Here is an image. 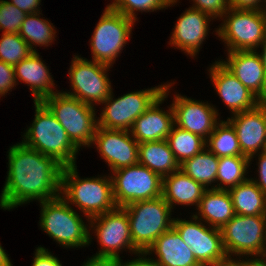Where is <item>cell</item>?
Listing matches in <instances>:
<instances>
[{
	"instance_id": "cell-23",
	"label": "cell",
	"mask_w": 266,
	"mask_h": 266,
	"mask_svg": "<svg viewBox=\"0 0 266 266\" xmlns=\"http://www.w3.org/2000/svg\"><path fill=\"white\" fill-rule=\"evenodd\" d=\"M14 70L15 79L30 86L34 102H41L44 98L57 92L52 88L55 87V84L51 73L37 51L16 64Z\"/></svg>"
},
{
	"instance_id": "cell-7",
	"label": "cell",
	"mask_w": 266,
	"mask_h": 266,
	"mask_svg": "<svg viewBox=\"0 0 266 266\" xmlns=\"http://www.w3.org/2000/svg\"><path fill=\"white\" fill-rule=\"evenodd\" d=\"M228 14V16H227ZM223 24L216 30L228 52L256 50L266 37V10L229 8Z\"/></svg>"
},
{
	"instance_id": "cell-11",
	"label": "cell",
	"mask_w": 266,
	"mask_h": 266,
	"mask_svg": "<svg viewBox=\"0 0 266 266\" xmlns=\"http://www.w3.org/2000/svg\"><path fill=\"white\" fill-rule=\"evenodd\" d=\"M192 217L190 221L174 218L173 228L179 233L183 242L191 248L197 262L201 266H220L228 262L221 230L216 227L208 228L194 215Z\"/></svg>"
},
{
	"instance_id": "cell-28",
	"label": "cell",
	"mask_w": 266,
	"mask_h": 266,
	"mask_svg": "<svg viewBox=\"0 0 266 266\" xmlns=\"http://www.w3.org/2000/svg\"><path fill=\"white\" fill-rule=\"evenodd\" d=\"M218 165L219 158L204 148L200 153L181 163L180 170L209 189L208 186L216 182Z\"/></svg>"
},
{
	"instance_id": "cell-26",
	"label": "cell",
	"mask_w": 266,
	"mask_h": 266,
	"mask_svg": "<svg viewBox=\"0 0 266 266\" xmlns=\"http://www.w3.org/2000/svg\"><path fill=\"white\" fill-rule=\"evenodd\" d=\"M138 164L146 166L162 178L180 169L166 139L140 143Z\"/></svg>"
},
{
	"instance_id": "cell-5",
	"label": "cell",
	"mask_w": 266,
	"mask_h": 266,
	"mask_svg": "<svg viewBox=\"0 0 266 266\" xmlns=\"http://www.w3.org/2000/svg\"><path fill=\"white\" fill-rule=\"evenodd\" d=\"M40 205L39 225L54 241L66 248H80L91 243L88 225L62 195L41 202Z\"/></svg>"
},
{
	"instance_id": "cell-14",
	"label": "cell",
	"mask_w": 266,
	"mask_h": 266,
	"mask_svg": "<svg viewBox=\"0 0 266 266\" xmlns=\"http://www.w3.org/2000/svg\"><path fill=\"white\" fill-rule=\"evenodd\" d=\"M266 215H234L220 230L222 243L229 260L231 255L259 257L263 247Z\"/></svg>"
},
{
	"instance_id": "cell-13",
	"label": "cell",
	"mask_w": 266,
	"mask_h": 266,
	"mask_svg": "<svg viewBox=\"0 0 266 266\" xmlns=\"http://www.w3.org/2000/svg\"><path fill=\"white\" fill-rule=\"evenodd\" d=\"M89 221V228L95 229L97 240L102 247L92 258L121 260L119 252L126 248L140 256V252L133 245L129 218L123 207H116Z\"/></svg>"
},
{
	"instance_id": "cell-35",
	"label": "cell",
	"mask_w": 266,
	"mask_h": 266,
	"mask_svg": "<svg viewBox=\"0 0 266 266\" xmlns=\"http://www.w3.org/2000/svg\"><path fill=\"white\" fill-rule=\"evenodd\" d=\"M26 15L10 1L0 0V30H4L3 33H19Z\"/></svg>"
},
{
	"instance_id": "cell-29",
	"label": "cell",
	"mask_w": 266,
	"mask_h": 266,
	"mask_svg": "<svg viewBox=\"0 0 266 266\" xmlns=\"http://www.w3.org/2000/svg\"><path fill=\"white\" fill-rule=\"evenodd\" d=\"M214 131L206 140V149L218 158L226 156H244L238 141L237 133L232 124L227 121H219Z\"/></svg>"
},
{
	"instance_id": "cell-49",
	"label": "cell",
	"mask_w": 266,
	"mask_h": 266,
	"mask_svg": "<svg viewBox=\"0 0 266 266\" xmlns=\"http://www.w3.org/2000/svg\"><path fill=\"white\" fill-rule=\"evenodd\" d=\"M169 5H173L174 3H177V0H165Z\"/></svg>"
},
{
	"instance_id": "cell-30",
	"label": "cell",
	"mask_w": 266,
	"mask_h": 266,
	"mask_svg": "<svg viewBox=\"0 0 266 266\" xmlns=\"http://www.w3.org/2000/svg\"><path fill=\"white\" fill-rule=\"evenodd\" d=\"M249 163L250 159L247 156H226L219 158L216 182H220L213 187L211 186V189L229 190L247 181L249 178L245 177V173Z\"/></svg>"
},
{
	"instance_id": "cell-1",
	"label": "cell",
	"mask_w": 266,
	"mask_h": 266,
	"mask_svg": "<svg viewBox=\"0 0 266 266\" xmlns=\"http://www.w3.org/2000/svg\"><path fill=\"white\" fill-rule=\"evenodd\" d=\"M8 175L0 207L13 209L32 200L40 203L60 195L63 166L22 142L8 150Z\"/></svg>"
},
{
	"instance_id": "cell-32",
	"label": "cell",
	"mask_w": 266,
	"mask_h": 266,
	"mask_svg": "<svg viewBox=\"0 0 266 266\" xmlns=\"http://www.w3.org/2000/svg\"><path fill=\"white\" fill-rule=\"evenodd\" d=\"M166 140L179 165L206 148V141L202 137L176 125H173Z\"/></svg>"
},
{
	"instance_id": "cell-3",
	"label": "cell",
	"mask_w": 266,
	"mask_h": 266,
	"mask_svg": "<svg viewBox=\"0 0 266 266\" xmlns=\"http://www.w3.org/2000/svg\"><path fill=\"white\" fill-rule=\"evenodd\" d=\"M60 193L68 203L75 204L88 220L117 207L111 176L81 179L76 164L63 167Z\"/></svg>"
},
{
	"instance_id": "cell-40",
	"label": "cell",
	"mask_w": 266,
	"mask_h": 266,
	"mask_svg": "<svg viewBox=\"0 0 266 266\" xmlns=\"http://www.w3.org/2000/svg\"><path fill=\"white\" fill-rule=\"evenodd\" d=\"M258 175L259 179L254 180L251 179L266 195V151L265 152H259L258 156Z\"/></svg>"
},
{
	"instance_id": "cell-33",
	"label": "cell",
	"mask_w": 266,
	"mask_h": 266,
	"mask_svg": "<svg viewBox=\"0 0 266 266\" xmlns=\"http://www.w3.org/2000/svg\"><path fill=\"white\" fill-rule=\"evenodd\" d=\"M33 51L18 33H2L0 39V60L15 66Z\"/></svg>"
},
{
	"instance_id": "cell-47",
	"label": "cell",
	"mask_w": 266,
	"mask_h": 266,
	"mask_svg": "<svg viewBox=\"0 0 266 266\" xmlns=\"http://www.w3.org/2000/svg\"><path fill=\"white\" fill-rule=\"evenodd\" d=\"M249 259V266H266V261L259 258Z\"/></svg>"
},
{
	"instance_id": "cell-12",
	"label": "cell",
	"mask_w": 266,
	"mask_h": 266,
	"mask_svg": "<svg viewBox=\"0 0 266 266\" xmlns=\"http://www.w3.org/2000/svg\"><path fill=\"white\" fill-rule=\"evenodd\" d=\"M110 67L75 55L69 69L73 92L63 91V93L91 106H94V103H103L112 91L110 79L106 74Z\"/></svg>"
},
{
	"instance_id": "cell-15",
	"label": "cell",
	"mask_w": 266,
	"mask_h": 266,
	"mask_svg": "<svg viewBox=\"0 0 266 266\" xmlns=\"http://www.w3.org/2000/svg\"><path fill=\"white\" fill-rule=\"evenodd\" d=\"M92 144L97 145L111 172L138 164L139 143L128 130L97 127Z\"/></svg>"
},
{
	"instance_id": "cell-4",
	"label": "cell",
	"mask_w": 266,
	"mask_h": 266,
	"mask_svg": "<svg viewBox=\"0 0 266 266\" xmlns=\"http://www.w3.org/2000/svg\"><path fill=\"white\" fill-rule=\"evenodd\" d=\"M123 208L129 218L133 245L140 253H146L159 236L173 227L172 208L162 196Z\"/></svg>"
},
{
	"instance_id": "cell-41",
	"label": "cell",
	"mask_w": 266,
	"mask_h": 266,
	"mask_svg": "<svg viewBox=\"0 0 266 266\" xmlns=\"http://www.w3.org/2000/svg\"><path fill=\"white\" fill-rule=\"evenodd\" d=\"M41 0H11L10 3L15 5L18 9L23 11L25 14L38 13L39 4Z\"/></svg>"
},
{
	"instance_id": "cell-25",
	"label": "cell",
	"mask_w": 266,
	"mask_h": 266,
	"mask_svg": "<svg viewBox=\"0 0 266 266\" xmlns=\"http://www.w3.org/2000/svg\"><path fill=\"white\" fill-rule=\"evenodd\" d=\"M196 218L211 227L221 229L235 215L232 198L228 190L207 189L198 205Z\"/></svg>"
},
{
	"instance_id": "cell-46",
	"label": "cell",
	"mask_w": 266,
	"mask_h": 266,
	"mask_svg": "<svg viewBox=\"0 0 266 266\" xmlns=\"http://www.w3.org/2000/svg\"><path fill=\"white\" fill-rule=\"evenodd\" d=\"M261 48H263V49H262V52L260 53V56H261L264 70H265V74H266V37H265V40L263 41V43L261 44Z\"/></svg>"
},
{
	"instance_id": "cell-19",
	"label": "cell",
	"mask_w": 266,
	"mask_h": 266,
	"mask_svg": "<svg viewBox=\"0 0 266 266\" xmlns=\"http://www.w3.org/2000/svg\"><path fill=\"white\" fill-rule=\"evenodd\" d=\"M220 62L262 102H266V74L259 52H228L227 61Z\"/></svg>"
},
{
	"instance_id": "cell-10",
	"label": "cell",
	"mask_w": 266,
	"mask_h": 266,
	"mask_svg": "<svg viewBox=\"0 0 266 266\" xmlns=\"http://www.w3.org/2000/svg\"><path fill=\"white\" fill-rule=\"evenodd\" d=\"M165 85L146 90L130 92L113 99V92L102 103L103 108L98 117V127L105 129L130 130L134 121L163 95Z\"/></svg>"
},
{
	"instance_id": "cell-36",
	"label": "cell",
	"mask_w": 266,
	"mask_h": 266,
	"mask_svg": "<svg viewBox=\"0 0 266 266\" xmlns=\"http://www.w3.org/2000/svg\"><path fill=\"white\" fill-rule=\"evenodd\" d=\"M193 2L191 8L200 10L213 19L217 17L224 18L223 16L230 8L229 0H193Z\"/></svg>"
},
{
	"instance_id": "cell-20",
	"label": "cell",
	"mask_w": 266,
	"mask_h": 266,
	"mask_svg": "<svg viewBox=\"0 0 266 266\" xmlns=\"http://www.w3.org/2000/svg\"><path fill=\"white\" fill-rule=\"evenodd\" d=\"M174 83L165 84L163 95L158 98L142 115L133 123L129 130L132 137L140 144L165 140L174 125L172 105L167 112L159 108L160 104L168 97V89Z\"/></svg>"
},
{
	"instance_id": "cell-8",
	"label": "cell",
	"mask_w": 266,
	"mask_h": 266,
	"mask_svg": "<svg viewBox=\"0 0 266 266\" xmlns=\"http://www.w3.org/2000/svg\"><path fill=\"white\" fill-rule=\"evenodd\" d=\"M113 173V198L117 207L162 196L163 178L146 166L136 164Z\"/></svg>"
},
{
	"instance_id": "cell-31",
	"label": "cell",
	"mask_w": 266,
	"mask_h": 266,
	"mask_svg": "<svg viewBox=\"0 0 266 266\" xmlns=\"http://www.w3.org/2000/svg\"><path fill=\"white\" fill-rule=\"evenodd\" d=\"M40 14V12L27 14L18 33L33 52H36L34 45L49 46L56 38L53 24L40 18Z\"/></svg>"
},
{
	"instance_id": "cell-27",
	"label": "cell",
	"mask_w": 266,
	"mask_h": 266,
	"mask_svg": "<svg viewBox=\"0 0 266 266\" xmlns=\"http://www.w3.org/2000/svg\"><path fill=\"white\" fill-rule=\"evenodd\" d=\"M236 215H266V195L250 179L228 190Z\"/></svg>"
},
{
	"instance_id": "cell-42",
	"label": "cell",
	"mask_w": 266,
	"mask_h": 266,
	"mask_svg": "<svg viewBox=\"0 0 266 266\" xmlns=\"http://www.w3.org/2000/svg\"><path fill=\"white\" fill-rule=\"evenodd\" d=\"M139 255H141L140 257H138L137 259L131 260V261H127L125 263L121 262L122 260H118V265L119 266H158L153 260L152 258L149 259L146 256V253H140Z\"/></svg>"
},
{
	"instance_id": "cell-45",
	"label": "cell",
	"mask_w": 266,
	"mask_h": 266,
	"mask_svg": "<svg viewBox=\"0 0 266 266\" xmlns=\"http://www.w3.org/2000/svg\"><path fill=\"white\" fill-rule=\"evenodd\" d=\"M220 266H249V259L246 260H229L228 262L221 264Z\"/></svg>"
},
{
	"instance_id": "cell-39",
	"label": "cell",
	"mask_w": 266,
	"mask_h": 266,
	"mask_svg": "<svg viewBox=\"0 0 266 266\" xmlns=\"http://www.w3.org/2000/svg\"><path fill=\"white\" fill-rule=\"evenodd\" d=\"M266 4V0H263ZM262 0H229L230 8L237 10H266L262 8ZM264 6L266 7V5Z\"/></svg>"
},
{
	"instance_id": "cell-34",
	"label": "cell",
	"mask_w": 266,
	"mask_h": 266,
	"mask_svg": "<svg viewBox=\"0 0 266 266\" xmlns=\"http://www.w3.org/2000/svg\"><path fill=\"white\" fill-rule=\"evenodd\" d=\"M109 6L136 22L135 11H156L170 6L165 0H114Z\"/></svg>"
},
{
	"instance_id": "cell-6",
	"label": "cell",
	"mask_w": 266,
	"mask_h": 266,
	"mask_svg": "<svg viewBox=\"0 0 266 266\" xmlns=\"http://www.w3.org/2000/svg\"><path fill=\"white\" fill-rule=\"evenodd\" d=\"M59 121L70 140L80 149L90 146L98 127L95 107L63 92H57L41 101Z\"/></svg>"
},
{
	"instance_id": "cell-9",
	"label": "cell",
	"mask_w": 266,
	"mask_h": 266,
	"mask_svg": "<svg viewBox=\"0 0 266 266\" xmlns=\"http://www.w3.org/2000/svg\"><path fill=\"white\" fill-rule=\"evenodd\" d=\"M134 23L107 5L90 41L93 60L111 66L127 44Z\"/></svg>"
},
{
	"instance_id": "cell-17",
	"label": "cell",
	"mask_w": 266,
	"mask_h": 266,
	"mask_svg": "<svg viewBox=\"0 0 266 266\" xmlns=\"http://www.w3.org/2000/svg\"><path fill=\"white\" fill-rule=\"evenodd\" d=\"M227 120L236 130L242 154L250 161L260 149V152L266 151V102L234 114Z\"/></svg>"
},
{
	"instance_id": "cell-43",
	"label": "cell",
	"mask_w": 266,
	"mask_h": 266,
	"mask_svg": "<svg viewBox=\"0 0 266 266\" xmlns=\"http://www.w3.org/2000/svg\"><path fill=\"white\" fill-rule=\"evenodd\" d=\"M82 266H119L118 260L89 258Z\"/></svg>"
},
{
	"instance_id": "cell-38",
	"label": "cell",
	"mask_w": 266,
	"mask_h": 266,
	"mask_svg": "<svg viewBox=\"0 0 266 266\" xmlns=\"http://www.w3.org/2000/svg\"><path fill=\"white\" fill-rule=\"evenodd\" d=\"M31 266H62V264L57 257L48 252V249L37 247Z\"/></svg>"
},
{
	"instance_id": "cell-48",
	"label": "cell",
	"mask_w": 266,
	"mask_h": 266,
	"mask_svg": "<svg viewBox=\"0 0 266 266\" xmlns=\"http://www.w3.org/2000/svg\"><path fill=\"white\" fill-rule=\"evenodd\" d=\"M259 257H261L259 259L266 261V226H265V233H264V238H263V247H262L261 254Z\"/></svg>"
},
{
	"instance_id": "cell-21",
	"label": "cell",
	"mask_w": 266,
	"mask_h": 266,
	"mask_svg": "<svg viewBox=\"0 0 266 266\" xmlns=\"http://www.w3.org/2000/svg\"><path fill=\"white\" fill-rule=\"evenodd\" d=\"M210 18L213 19L206 13L190 7L177 20L169 43L194 57L208 34Z\"/></svg>"
},
{
	"instance_id": "cell-44",
	"label": "cell",
	"mask_w": 266,
	"mask_h": 266,
	"mask_svg": "<svg viewBox=\"0 0 266 266\" xmlns=\"http://www.w3.org/2000/svg\"><path fill=\"white\" fill-rule=\"evenodd\" d=\"M8 254H6L5 250L2 248L0 244V266H12Z\"/></svg>"
},
{
	"instance_id": "cell-24",
	"label": "cell",
	"mask_w": 266,
	"mask_h": 266,
	"mask_svg": "<svg viewBox=\"0 0 266 266\" xmlns=\"http://www.w3.org/2000/svg\"><path fill=\"white\" fill-rule=\"evenodd\" d=\"M207 190L199 182L186 175L182 170L163 177L162 197L173 209V204L196 205L198 207Z\"/></svg>"
},
{
	"instance_id": "cell-2",
	"label": "cell",
	"mask_w": 266,
	"mask_h": 266,
	"mask_svg": "<svg viewBox=\"0 0 266 266\" xmlns=\"http://www.w3.org/2000/svg\"><path fill=\"white\" fill-rule=\"evenodd\" d=\"M35 118L24 134L27 147L54 158L63 167L75 165L79 148L42 102H34Z\"/></svg>"
},
{
	"instance_id": "cell-18",
	"label": "cell",
	"mask_w": 266,
	"mask_h": 266,
	"mask_svg": "<svg viewBox=\"0 0 266 266\" xmlns=\"http://www.w3.org/2000/svg\"><path fill=\"white\" fill-rule=\"evenodd\" d=\"M210 71L217 94L234 114L256 108L262 101L246 88L220 61Z\"/></svg>"
},
{
	"instance_id": "cell-16",
	"label": "cell",
	"mask_w": 266,
	"mask_h": 266,
	"mask_svg": "<svg viewBox=\"0 0 266 266\" xmlns=\"http://www.w3.org/2000/svg\"><path fill=\"white\" fill-rule=\"evenodd\" d=\"M171 105L174 125L202 137L205 141L218 123V110L208 102L204 103L176 94Z\"/></svg>"
},
{
	"instance_id": "cell-22",
	"label": "cell",
	"mask_w": 266,
	"mask_h": 266,
	"mask_svg": "<svg viewBox=\"0 0 266 266\" xmlns=\"http://www.w3.org/2000/svg\"><path fill=\"white\" fill-rule=\"evenodd\" d=\"M155 253L158 259H152L158 266H201L179 233L172 227L159 236L146 251V255Z\"/></svg>"
},
{
	"instance_id": "cell-37",
	"label": "cell",
	"mask_w": 266,
	"mask_h": 266,
	"mask_svg": "<svg viewBox=\"0 0 266 266\" xmlns=\"http://www.w3.org/2000/svg\"><path fill=\"white\" fill-rule=\"evenodd\" d=\"M16 83L14 66L0 60V96L12 91Z\"/></svg>"
}]
</instances>
